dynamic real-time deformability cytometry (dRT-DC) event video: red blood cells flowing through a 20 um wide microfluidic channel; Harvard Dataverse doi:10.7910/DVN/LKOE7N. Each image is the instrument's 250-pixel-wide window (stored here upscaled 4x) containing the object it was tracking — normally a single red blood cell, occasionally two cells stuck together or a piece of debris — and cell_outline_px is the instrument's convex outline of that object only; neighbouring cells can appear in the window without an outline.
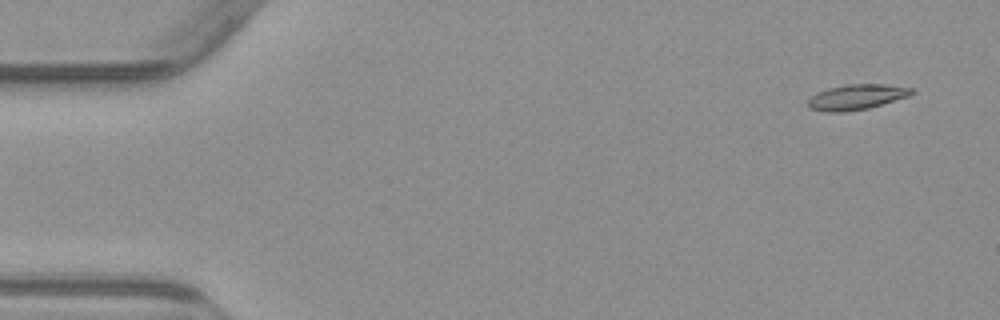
{"species": "common noctule bat (a hibernating species)", "species_latin": "Nyctalus noctula", "temperature_condition": "warm", "stored_images_in_passage": 5, "camera_frame_rate_fps": 3000, "um_per_image_px": 0.085, "animal": {"sex": "male", "body_mass_g": 23.1, "forearm_length_mm": 52.7}, "frame": {"image": 1, "passage_image": 1, "time_ms": 0.0, "image_size_px": [1000, 320], "cell_outline_px": [[916, 92], [908, 96], [868, 108], [844, 112], [824, 112], [808, 108], [808, 100], [816, 92], [828, 88], [844, 84], [884, 84], [912, 88]], "centroid_in_image_um": [72.77, 8.24], "position_along_channel_um": 12.2, "area_um2": 15.32}}
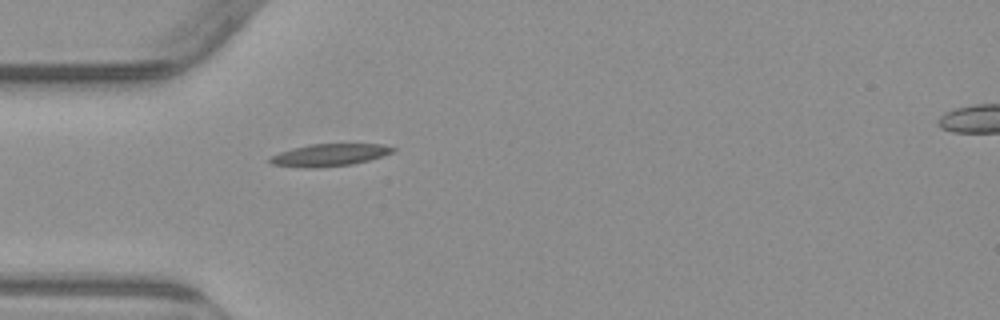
{"frame": {"image": 2, "passage_image": 4, "time_ms": 4.333, "image_size_px": [1000, 320], "cell_outline_px": [[396, 152], [384, 156], [352, 164], [316, 168], [304, 168], [272, 164], [268, 160], [272, 156], [280, 152], [292, 148], [312, 144], [384, 144], [396, 148]], "centroid_in_image_um": [28.05, 13.17], "position_along_channel_um": 56.9, "area_um2": 16.01}}